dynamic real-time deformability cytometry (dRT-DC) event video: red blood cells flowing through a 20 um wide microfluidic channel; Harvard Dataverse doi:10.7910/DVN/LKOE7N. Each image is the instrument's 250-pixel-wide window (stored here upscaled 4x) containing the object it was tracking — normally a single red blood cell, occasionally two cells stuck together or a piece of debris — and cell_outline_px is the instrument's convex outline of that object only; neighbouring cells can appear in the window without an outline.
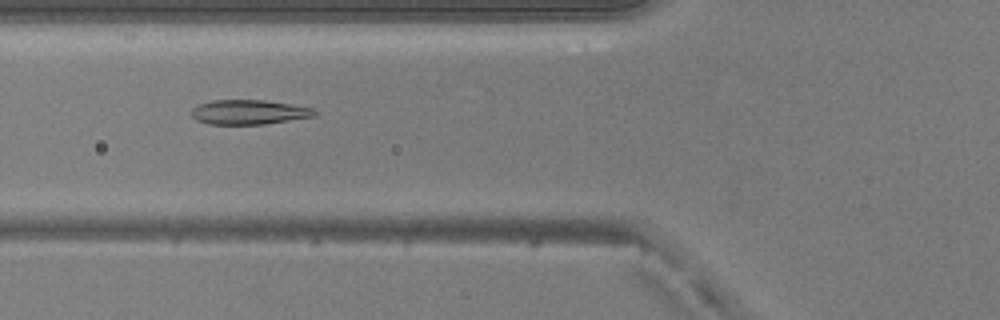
{"species": "common noctule bat (a hibernating species)", "species_latin": "Nyctalus noctula", "temperature_condition": "warm", "stored_images_in_passage": 31, "camera_frame_rate_fps": 3000, "um_per_image_px": 0.085, "animal": {"sex": "male", "body_mass_g": 20.5, "forearm_length_mm": 52.5}, "frame": {"image": 1, "passage_image": 5, "time_ms": 1.333, "image_size_px": [1000, 320], "cell_outline_px": [[320, 112], [316, 116], [264, 124], [208, 124], [196, 120], [188, 112], [196, 104], [212, 100], [264, 100], [292, 104], [312, 108]], "centroid_in_image_um": [21.13, 9.52], "position_along_channel_um": 104.7, "area_um2": 17.92}}
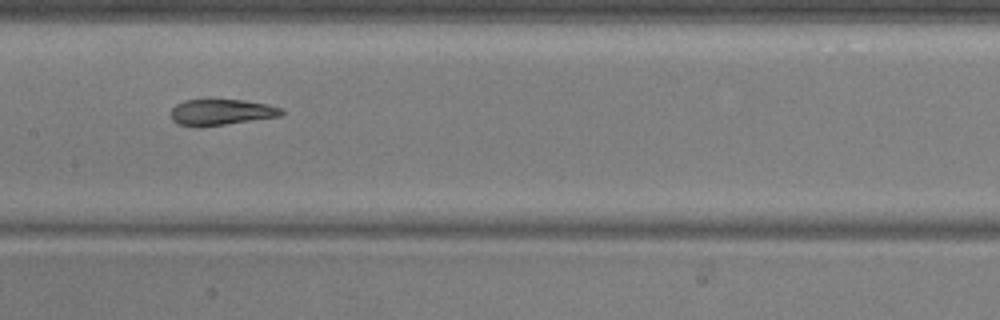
{"frame": {"image": 2, "passage_image": 11, "time_ms": 3.333, "image_size_px": [1000, 320], "cell_outline_px": [[284, 112], [280, 116], [224, 124], [176, 124], [172, 120], [168, 112], [176, 104], [184, 100], [244, 100], [268, 104], [284, 108]], "centroid_in_image_um": [18.83, 9.49], "position_along_channel_um": 188.6, "area_um2": 16.3}}
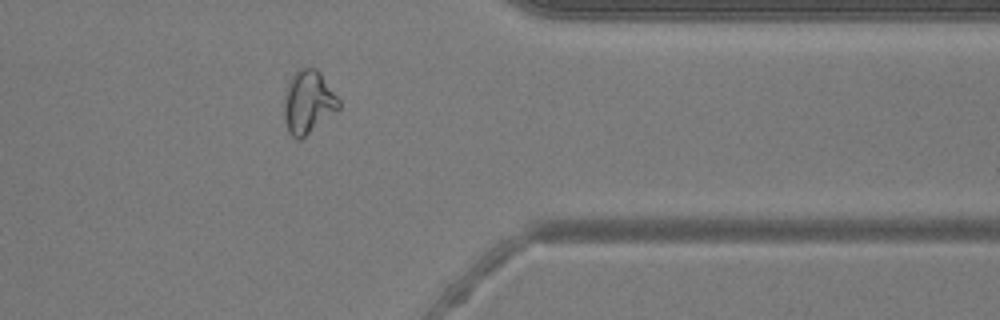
{"frame": {"image": 3, "passage_image": 26, "time_ms": 8.333, "image_size_px": [1000, 320], "cell_outline_px": [[340, 108], [300, 140], [296, 140], [288, 132], [284, 120], [284, 100], [288, 84], [292, 76], [300, 68], [316, 68], [320, 72], [340, 100]], "centroid_in_image_um": [26.19, 8.69], "position_along_channel_um": 385.2, "area_um2": 19.94}}